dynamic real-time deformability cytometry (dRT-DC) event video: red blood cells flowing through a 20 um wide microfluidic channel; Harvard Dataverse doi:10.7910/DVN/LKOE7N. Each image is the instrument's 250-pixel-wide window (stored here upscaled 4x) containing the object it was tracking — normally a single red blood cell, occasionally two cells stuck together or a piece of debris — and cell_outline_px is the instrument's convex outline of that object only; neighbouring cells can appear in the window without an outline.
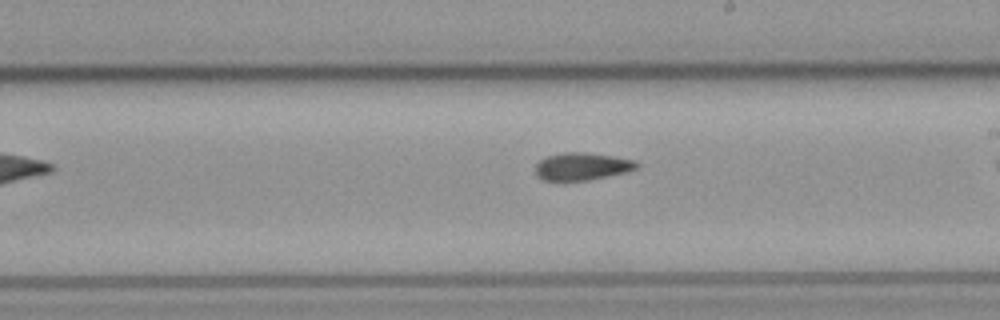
{"species": "common noctule bat (a hibernating species)", "species_latin": "Nyctalus noctula", "temperature_condition": "cold", "stored_images_in_passage": 27, "camera_frame_rate_fps": 3000, "um_per_image_px": 0.085, "animal": {"sex": "male", "body_mass_g": 23.1, "forearm_length_mm": 52.7}, "frame": {"image": 1, "passage_image": 16, "time_ms": 5.0, "image_size_px": [1000, 320], "cell_outline_px": [[640, 164], [636, 168], [624, 172], [588, 180], [544, 180], [536, 176], [536, 164], [540, 160], [548, 156], [564, 152], [588, 152], [636, 160]], "centroid_in_image_um": [49.47, 14.13], "position_along_channel_um": 239.5, "area_um2": 16.07}}
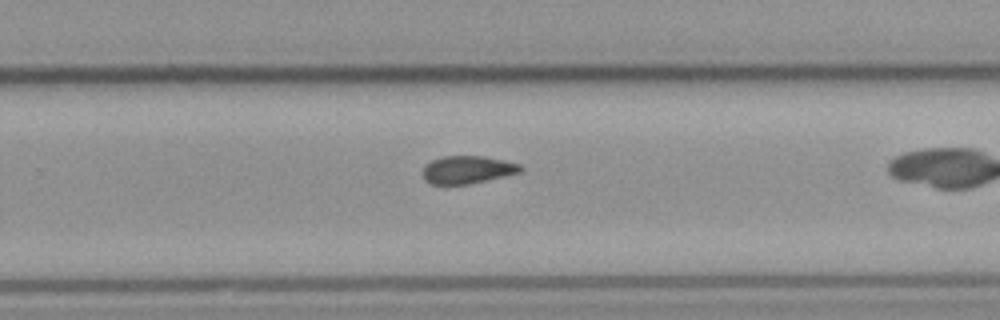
{"frame": {"image": 2, "passage_image": 20, "time_ms": 6.333, "image_size_px": [1000, 320], "cell_outline_px": [[524, 168], [520, 172], [504, 176], [468, 184], [428, 184], [424, 180], [424, 164], [432, 160], [444, 156], [484, 156], [504, 160], [520, 164]], "centroid_in_image_um": [39.73, 14.42], "position_along_channel_um": 290.1, "area_um2": 15.78}}
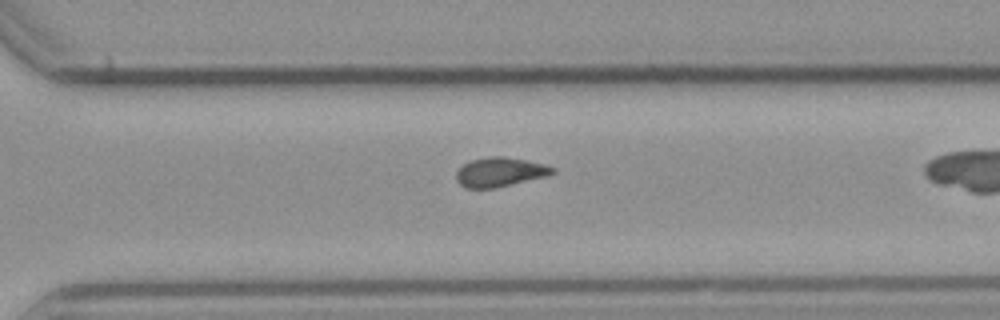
{"frame": {"image": 3, "passage_image": 23, "time_ms": 7.333, "image_size_px": [1000, 320], "cell_outline_px": [[556, 172], [548, 176], [496, 188], [464, 188], [456, 180], [456, 172], [468, 160], [488, 156], [504, 156], [544, 164], [556, 168]], "centroid_in_image_um": [42.5, 14.62], "position_along_channel_um": 328.1, "area_um2": 16.65}}